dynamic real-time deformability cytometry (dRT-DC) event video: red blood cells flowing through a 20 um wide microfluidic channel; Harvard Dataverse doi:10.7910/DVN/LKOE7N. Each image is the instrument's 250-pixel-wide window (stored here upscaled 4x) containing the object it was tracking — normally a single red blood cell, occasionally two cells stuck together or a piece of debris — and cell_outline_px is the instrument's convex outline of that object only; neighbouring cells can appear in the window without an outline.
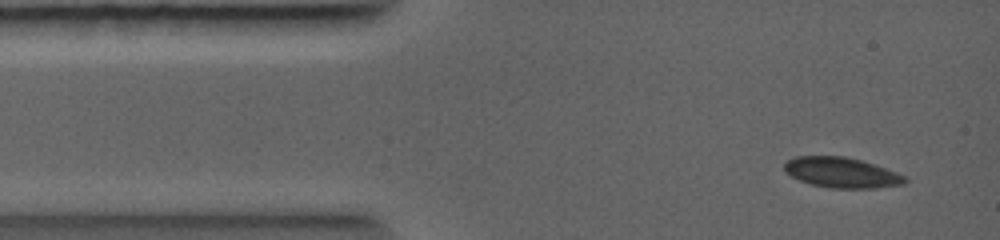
{"species": "common noctule bat (a hibernating species)", "species_latin": "Nyctalus noctula", "temperature_condition": "warm", "stored_images_in_passage": 3, "camera_frame_rate_fps": 5000, "um_per_image_px": 0.085, "animal": {"sex": "female", "body_mass_g": 19.0, "forearm_length_mm": 56.7}, "frame": {"image": 1, "passage_image": 1, "time_ms": 0.0, "image_size_px": [1000, 240], "cell_outline_px": [[904, 180], [896, 184], [872, 188], [832, 188], [812, 184], [800, 180], [792, 176], [784, 168], [784, 164], [788, 160], [800, 156], [840, 156], [856, 160], [884, 168], [904, 176]], "centroid_in_image_um": [71.43, 14.67], "position_along_channel_um": 13.6, "area_um2": 20.23}}